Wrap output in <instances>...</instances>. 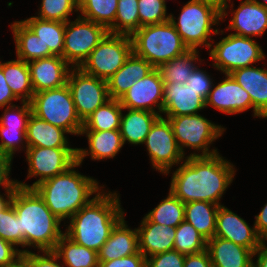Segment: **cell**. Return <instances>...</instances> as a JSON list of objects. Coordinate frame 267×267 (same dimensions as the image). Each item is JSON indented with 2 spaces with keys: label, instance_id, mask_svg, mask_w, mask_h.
<instances>
[{
  "label": "cell",
  "instance_id": "cell-1",
  "mask_svg": "<svg viewBox=\"0 0 267 267\" xmlns=\"http://www.w3.org/2000/svg\"><path fill=\"white\" fill-rule=\"evenodd\" d=\"M185 159L173 172L169 191L184 204L207 201L220 206L219 201L235 176L234 165L219 153Z\"/></svg>",
  "mask_w": 267,
  "mask_h": 267
},
{
  "label": "cell",
  "instance_id": "cell-2",
  "mask_svg": "<svg viewBox=\"0 0 267 267\" xmlns=\"http://www.w3.org/2000/svg\"><path fill=\"white\" fill-rule=\"evenodd\" d=\"M116 192H101L69 220L65 234L77 244L99 252L112 229L124 217Z\"/></svg>",
  "mask_w": 267,
  "mask_h": 267
},
{
  "label": "cell",
  "instance_id": "cell-3",
  "mask_svg": "<svg viewBox=\"0 0 267 267\" xmlns=\"http://www.w3.org/2000/svg\"><path fill=\"white\" fill-rule=\"evenodd\" d=\"M11 204L19 217L24 247L34 246L39 252L54 251L64 234L60 229L61 220L49 210L37 191L34 188L17 186Z\"/></svg>",
  "mask_w": 267,
  "mask_h": 267
},
{
  "label": "cell",
  "instance_id": "cell-4",
  "mask_svg": "<svg viewBox=\"0 0 267 267\" xmlns=\"http://www.w3.org/2000/svg\"><path fill=\"white\" fill-rule=\"evenodd\" d=\"M76 162L67 171L37 184L34 189L43 198L49 210L61 221L70 219L88 204L94 193H101L103 186L97 180L75 171ZM100 187V188H99Z\"/></svg>",
  "mask_w": 267,
  "mask_h": 267
},
{
  "label": "cell",
  "instance_id": "cell-5",
  "mask_svg": "<svg viewBox=\"0 0 267 267\" xmlns=\"http://www.w3.org/2000/svg\"><path fill=\"white\" fill-rule=\"evenodd\" d=\"M170 15V21L188 49L198 46L209 48L212 43L211 34H219V29L211 28L221 21V0H190L181 10L178 22ZM211 39L212 42H210Z\"/></svg>",
  "mask_w": 267,
  "mask_h": 267
},
{
  "label": "cell",
  "instance_id": "cell-6",
  "mask_svg": "<svg viewBox=\"0 0 267 267\" xmlns=\"http://www.w3.org/2000/svg\"><path fill=\"white\" fill-rule=\"evenodd\" d=\"M133 52L154 68L188 51L170 20L139 28L132 36Z\"/></svg>",
  "mask_w": 267,
  "mask_h": 267
},
{
  "label": "cell",
  "instance_id": "cell-7",
  "mask_svg": "<svg viewBox=\"0 0 267 267\" xmlns=\"http://www.w3.org/2000/svg\"><path fill=\"white\" fill-rule=\"evenodd\" d=\"M30 104L32 114L36 117L66 130L69 134L80 135L83 121L77 114L67 84L34 93Z\"/></svg>",
  "mask_w": 267,
  "mask_h": 267
},
{
  "label": "cell",
  "instance_id": "cell-8",
  "mask_svg": "<svg viewBox=\"0 0 267 267\" xmlns=\"http://www.w3.org/2000/svg\"><path fill=\"white\" fill-rule=\"evenodd\" d=\"M169 120L177 145L185 156L184 148L202 150L201 154L191 153L189 156H212L217 149H210V144L219 138L225 128L207 120L200 114L166 116Z\"/></svg>",
  "mask_w": 267,
  "mask_h": 267
},
{
  "label": "cell",
  "instance_id": "cell-9",
  "mask_svg": "<svg viewBox=\"0 0 267 267\" xmlns=\"http://www.w3.org/2000/svg\"><path fill=\"white\" fill-rule=\"evenodd\" d=\"M132 52L131 36L108 32L79 68L107 81L123 66Z\"/></svg>",
  "mask_w": 267,
  "mask_h": 267
},
{
  "label": "cell",
  "instance_id": "cell-10",
  "mask_svg": "<svg viewBox=\"0 0 267 267\" xmlns=\"http://www.w3.org/2000/svg\"><path fill=\"white\" fill-rule=\"evenodd\" d=\"M210 59L213 66L224 74L249 67L257 61L265 59L262 48L252 38L228 34L218 43L210 45Z\"/></svg>",
  "mask_w": 267,
  "mask_h": 267
},
{
  "label": "cell",
  "instance_id": "cell-11",
  "mask_svg": "<svg viewBox=\"0 0 267 267\" xmlns=\"http://www.w3.org/2000/svg\"><path fill=\"white\" fill-rule=\"evenodd\" d=\"M108 32L105 26L80 16L75 21H67L63 59L71 64V67H80Z\"/></svg>",
  "mask_w": 267,
  "mask_h": 267
},
{
  "label": "cell",
  "instance_id": "cell-12",
  "mask_svg": "<svg viewBox=\"0 0 267 267\" xmlns=\"http://www.w3.org/2000/svg\"><path fill=\"white\" fill-rule=\"evenodd\" d=\"M77 148L27 147L26 161L29 165L28 176L39 177L31 186L16 181L23 188H34L44 180L67 171L77 162Z\"/></svg>",
  "mask_w": 267,
  "mask_h": 267
},
{
  "label": "cell",
  "instance_id": "cell-13",
  "mask_svg": "<svg viewBox=\"0 0 267 267\" xmlns=\"http://www.w3.org/2000/svg\"><path fill=\"white\" fill-rule=\"evenodd\" d=\"M67 85L79 118L84 122L98 107L110 100L107 81L71 67Z\"/></svg>",
  "mask_w": 267,
  "mask_h": 267
},
{
  "label": "cell",
  "instance_id": "cell-14",
  "mask_svg": "<svg viewBox=\"0 0 267 267\" xmlns=\"http://www.w3.org/2000/svg\"><path fill=\"white\" fill-rule=\"evenodd\" d=\"M143 144H146L152 167L164 175L186 158L177 145L169 120L163 116L154 122Z\"/></svg>",
  "mask_w": 267,
  "mask_h": 267
},
{
  "label": "cell",
  "instance_id": "cell-15",
  "mask_svg": "<svg viewBox=\"0 0 267 267\" xmlns=\"http://www.w3.org/2000/svg\"><path fill=\"white\" fill-rule=\"evenodd\" d=\"M163 98L164 83L158 69L154 68L144 78L135 81L119 102L123 109L146 110L162 116ZM155 108L159 111L156 112Z\"/></svg>",
  "mask_w": 267,
  "mask_h": 267
},
{
  "label": "cell",
  "instance_id": "cell-16",
  "mask_svg": "<svg viewBox=\"0 0 267 267\" xmlns=\"http://www.w3.org/2000/svg\"><path fill=\"white\" fill-rule=\"evenodd\" d=\"M214 87V88H213ZM205 100V107L211 105L226 114L244 112L253 107L249 93L230 74L214 86Z\"/></svg>",
  "mask_w": 267,
  "mask_h": 267
},
{
  "label": "cell",
  "instance_id": "cell-17",
  "mask_svg": "<svg viewBox=\"0 0 267 267\" xmlns=\"http://www.w3.org/2000/svg\"><path fill=\"white\" fill-rule=\"evenodd\" d=\"M214 236L249 248L253 253L263 241L254 226L251 228L244 219L223 205L217 211Z\"/></svg>",
  "mask_w": 267,
  "mask_h": 267
},
{
  "label": "cell",
  "instance_id": "cell-18",
  "mask_svg": "<svg viewBox=\"0 0 267 267\" xmlns=\"http://www.w3.org/2000/svg\"><path fill=\"white\" fill-rule=\"evenodd\" d=\"M28 66L34 93L64 86L71 70V65L58 55L29 61Z\"/></svg>",
  "mask_w": 267,
  "mask_h": 267
},
{
  "label": "cell",
  "instance_id": "cell-19",
  "mask_svg": "<svg viewBox=\"0 0 267 267\" xmlns=\"http://www.w3.org/2000/svg\"><path fill=\"white\" fill-rule=\"evenodd\" d=\"M240 5L233 11L226 29L236 31L233 34L251 38L262 36L267 29V7L255 0L240 1Z\"/></svg>",
  "mask_w": 267,
  "mask_h": 267
},
{
  "label": "cell",
  "instance_id": "cell-20",
  "mask_svg": "<svg viewBox=\"0 0 267 267\" xmlns=\"http://www.w3.org/2000/svg\"><path fill=\"white\" fill-rule=\"evenodd\" d=\"M205 108V101L187 84H164L163 111L166 116L194 115Z\"/></svg>",
  "mask_w": 267,
  "mask_h": 267
},
{
  "label": "cell",
  "instance_id": "cell-21",
  "mask_svg": "<svg viewBox=\"0 0 267 267\" xmlns=\"http://www.w3.org/2000/svg\"><path fill=\"white\" fill-rule=\"evenodd\" d=\"M230 75L249 93L254 117L267 118V69L249 66Z\"/></svg>",
  "mask_w": 267,
  "mask_h": 267
},
{
  "label": "cell",
  "instance_id": "cell-22",
  "mask_svg": "<svg viewBox=\"0 0 267 267\" xmlns=\"http://www.w3.org/2000/svg\"><path fill=\"white\" fill-rule=\"evenodd\" d=\"M138 233L139 251L148 258L173 250L176 228L151 222L146 216L141 221Z\"/></svg>",
  "mask_w": 267,
  "mask_h": 267
},
{
  "label": "cell",
  "instance_id": "cell-23",
  "mask_svg": "<svg viewBox=\"0 0 267 267\" xmlns=\"http://www.w3.org/2000/svg\"><path fill=\"white\" fill-rule=\"evenodd\" d=\"M212 267H253V252L242 245L213 237L207 241Z\"/></svg>",
  "mask_w": 267,
  "mask_h": 267
},
{
  "label": "cell",
  "instance_id": "cell-24",
  "mask_svg": "<svg viewBox=\"0 0 267 267\" xmlns=\"http://www.w3.org/2000/svg\"><path fill=\"white\" fill-rule=\"evenodd\" d=\"M153 69L146 59L132 52L123 66L107 80L110 99L119 100L135 81L141 80Z\"/></svg>",
  "mask_w": 267,
  "mask_h": 267
},
{
  "label": "cell",
  "instance_id": "cell-25",
  "mask_svg": "<svg viewBox=\"0 0 267 267\" xmlns=\"http://www.w3.org/2000/svg\"><path fill=\"white\" fill-rule=\"evenodd\" d=\"M123 217L98 252V261H110L139 252L137 229L128 228Z\"/></svg>",
  "mask_w": 267,
  "mask_h": 267
},
{
  "label": "cell",
  "instance_id": "cell-26",
  "mask_svg": "<svg viewBox=\"0 0 267 267\" xmlns=\"http://www.w3.org/2000/svg\"><path fill=\"white\" fill-rule=\"evenodd\" d=\"M83 134H86L88 138L89 150L77 148V162L80 165L88 155L91 156L92 160L113 158L124 145L119 129L105 131L81 130L80 135Z\"/></svg>",
  "mask_w": 267,
  "mask_h": 267
},
{
  "label": "cell",
  "instance_id": "cell-27",
  "mask_svg": "<svg viewBox=\"0 0 267 267\" xmlns=\"http://www.w3.org/2000/svg\"><path fill=\"white\" fill-rule=\"evenodd\" d=\"M65 133L68 132L31 114L26 142L28 147L71 148Z\"/></svg>",
  "mask_w": 267,
  "mask_h": 267
},
{
  "label": "cell",
  "instance_id": "cell-28",
  "mask_svg": "<svg viewBox=\"0 0 267 267\" xmlns=\"http://www.w3.org/2000/svg\"><path fill=\"white\" fill-rule=\"evenodd\" d=\"M43 43V58L62 56L64 49L65 23L43 20L36 16L22 20Z\"/></svg>",
  "mask_w": 267,
  "mask_h": 267
},
{
  "label": "cell",
  "instance_id": "cell-29",
  "mask_svg": "<svg viewBox=\"0 0 267 267\" xmlns=\"http://www.w3.org/2000/svg\"><path fill=\"white\" fill-rule=\"evenodd\" d=\"M160 117L159 114L146 110H131L125 116L122 113L120 128L123 143L143 144L154 122Z\"/></svg>",
  "mask_w": 267,
  "mask_h": 267
},
{
  "label": "cell",
  "instance_id": "cell-30",
  "mask_svg": "<svg viewBox=\"0 0 267 267\" xmlns=\"http://www.w3.org/2000/svg\"><path fill=\"white\" fill-rule=\"evenodd\" d=\"M219 205L207 201H192L184 204V220L208 241L216 231V215Z\"/></svg>",
  "mask_w": 267,
  "mask_h": 267
},
{
  "label": "cell",
  "instance_id": "cell-31",
  "mask_svg": "<svg viewBox=\"0 0 267 267\" xmlns=\"http://www.w3.org/2000/svg\"><path fill=\"white\" fill-rule=\"evenodd\" d=\"M0 67L3 69L6 82L13 94L20 100L30 102L34 95L31 84L30 69L28 63L18 59L2 63Z\"/></svg>",
  "mask_w": 267,
  "mask_h": 267
},
{
  "label": "cell",
  "instance_id": "cell-32",
  "mask_svg": "<svg viewBox=\"0 0 267 267\" xmlns=\"http://www.w3.org/2000/svg\"><path fill=\"white\" fill-rule=\"evenodd\" d=\"M54 252L66 267H99L98 252L77 244L65 233L58 240Z\"/></svg>",
  "mask_w": 267,
  "mask_h": 267
},
{
  "label": "cell",
  "instance_id": "cell-33",
  "mask_svg": "<svg viewBox=\"0 0 267 267\" xmlns=\"http://www.w3.org/2000/svg\"><path fill=\"white\" fill-rule=\"evenodd\" d=\"M17 58L25 62L43 58V43L40 38L21 20L11 25Z\"/></svg>",
  "mask_w": 267,
  "mask_h": 267
},
{
  "label": "cell",
  "instance_id": "cell-34",
  "mask_svg": "<svg viewBox=\"0 0 267 267\" xmlns=\"http://www.w3.org/2000/svg\"><path fill=\"white\" fill-rule=\"evenodd\" d=\"M197 49H189L184 54L162 64L157 69L164 84L174 82L186 84L188 78L197 67L193 63L200 60ZM199 58V59H198Z\"/></svg>",
  "mask_w": 267,
  "mask_h": 267
},
{
  "label": "cell",
  "instance_id": "cell-35",
  "mask_svg": "<svg viewBox=\"0 0 267 267\" xmlns=\"http://www.w3.org/2000/svg\"><path fill=\"white\" fill-rule=\"evenodd\" d=\"M123 107L118 99H110L83 122L82 130H116L120 128Z\"/></svg>",
  "mask_w": 267,
  "mask_h": 267
},
{
  "label": "cell",
  "instance_id": "cell-36",
  "mask_svg": "<svg viewBox=\"0 0 267 267\" xmlns=\"http://www.w3.org/2000/svg\"><path fill=\"white\" fill-rule=\"evenodd\" d=\"M118 0H79L80 17L107 29L115 22Z\"/></svg>",
  "mask_w": 267,
  "mask_h": 267
},
{
  "label": "cell",
  "instance_id": "cell-37",
  "mask_svg": "<svg viewBox=\"0 0 267 267\" xmlns=\"http://www.w3.org/2000/svg\"><path fill=\"white\" fill-rule=\"evenodd\" d=\"M145 216L156 224L176 228L184 221V203L169 191L168 196Z\"/></svg>",
  "mask_w": 267,
  "mask_h": 267
},
{
  "label": "cell",
  "instance_id": "cell-38",
  "mask_svg": "<svg viewBox=\"0 0 267 267\" xmlns=\"http://www.w3.org/2000/svg\"><path fill=\"white\" fill-rule=\"evenodd\" d=\"M140 28L138 0H118L115 22L110 33L132 36Z\"/></svg>",
  "mask_w": 267,
  "mask_h": 267
},
{
  "label": "cell",
  "instance_id": "cell-39",
  "mask_svg": "<svg viewBox=\"0 0 267 267\" xmlns=\"http://www.w3.org/2000/svg\"><path fill=\"white\" fill-rule=\"evenodd\" d=\"M207 249V240L192 226L182 221L176 227L173 250L183 255L199 253Z\"/></svg>",
  "mask_w": 267,
  "mask_h": 267
},
{
  "label": "cell",
  "instance_id": "cell-40",
  "mask_svg": "<svg viewBox=\"0 0 267 267\" xmlns=\"http://www.w3.org/2000/svg\"><path fill=\"white\" fill-rule=\"evenodd\" d=\"M73 10L78 12L79 0H42L39 16L36 17L66 23Z\"/></svg>",
  "mask_w": 267,
  "mask_h": 267
},
{
  "label": "cell",
  "instance_id": "cell-41",
  "mask_svg": "<svg viewBox=\"0 0 267 267\" xmlns=\"http://www.w3.org/2000/svg\"><path fill=\"white\" fill-rule=\"evenodd\" d=\"M0 237L14 246L24 247V237L20 233L19 217L11 202L0 211Z\"/></svg>",
  "mask_w": 267,
  "mask_h": 267
},
{
  "label": "cell",
  "instance_id": "cell-42",
  "mask_svg": "<svg viewBox=\"0 0 267 267\" xmlns=\"http://www.w3.org/2000/svg\"><path fill=\"white\" fill-rule=\"evenodd\" d=\"M138 8L140 28L163 23L170 19V15L167 16V7L163 0H138Z\"/></svg>",
  "mask_w": 267,
  "mask_h": 267
},
{
  "label": "cell",
  "instance_id": "cell-43",
  "mask_svg": "<svg viewBox=\"0 0 267 267\" xmlns=\"http://www.w3.org/2000/svg\"><path fill=\"white\" fill-rule=\"evenodd\" d=\"M26 129L27 128H13L0 126V153L9 156L13 159L15 152L24 145V148L28 147L26 142ZM25 140V142H24ZM22 146H21V145ZM17 149V150H16Z\"/></svg>",
  "mask_w": 267,
  "mask_h": 267
},
{
  "label": "cell",
  "instance_id": "cell-44",
  "mask_svg": "<svg viewBox=\"0 0 267 267\" xmlns=\"http://www.w3.org/2000/svg\"><path fill=\"white\" fill-rule=\"evenodd\" d=\"M0 117V126L13 128H27L32 114L30 102L22 101V106H7Z\"/></svg>",
  "mask_w": 267,
  "mask_h": 267
},
{
  "label": "cell",
  "instance_id": "cell-45",
  "mask_svg": "<svg viewBox=\"0 0 267 267\" xmlns=\"http://www.w3.org/2000/svg\"><path fill=\"white\" fill-rule=\"evenodd\" d=\"M21 253V257L28 263V267H65L64 264L57 263L59 256L54 251H42L43 255H38L24 249L21 250Z\"/></svg>",
  "mask_w": 267,
  "mask_h": 267
},
{
  "label": "cell",
  "instance_id": "cell-46",
  "mask_svg": "<svg viewBox=\"0 0 267 267\" xmlns=\"http://www.w3.org/2000/svg\"><path fill=\"white\" fill-rule=\"evenodd\" d=\"M185 255L170 250L146 258V267H184Z\"/></svg>",
  "mask_w": 267,
  "mask_h": 267
},
{
  "label": "cell",
  "instance_id": "cell-47",
  "mask_svg": "<svg viewBox=\"0 0 267 267\" xmlns=\"http://www.w3.org/2000/svg\"><path fill=\"white\" fill-rule=\"evenodd\" d=\"M212 79L206 71L200 70L198 66L194 69L186 84L194 91L199 92V96L205 101L213 87Z\"/></svg>",
  "mask_w": 267,
  "mask_h": 267
},
{
  "label": "cell",
  "instance_id": "cell-48",
  "mask_svg": "<svg viewBox=\"0 0 267 267\" xmlns=\"http://www.w3.org/2000/svg\"><path fill=\"white\" fill-rule=\"evenodd\" d=\"M99 267H146V257L139 251L131 256L110 261H99Z\"/></svg>",
  "mask_w": 267,
  "mask_h": 267
},
{
  "label": "cell",
  "instance_id": "cell-49",
  "mask_svg": "<svg viewBox=\"0 0 267 267\" xmlns=\"http://www.w3.org/2000/svg\"><path fill=\"white\" fill-rule=\"evenodd\" d=\"M15 248L12 243L0 237V267L13 264L21 256V250Z\"/></svg>",
  "mask_w": 267,
  "mask_h": 267
},
{
  "label": "cell",
  "instance_id": "cell-50",
  "mask_svg": "<svg viewBox=\"0 0 267 267\" xmlns=\"http://www.w3.org/2000/svg\"><path fill=\"white\" fill-rule=\"evenodd\" d=\"M12 159L9 156L0 153V186L5 190H15L18 186L16 181L9 179Z\"/></svg>",
  "mask_w": 267,
  "mask_h": 267
},
{
  "label": "cell",
  "instance_id": "cell-51",
  "mask_svg": "<svg viewBox=\"0 0 267 267\" xmlns=\"http://www.w3.org/2000/svg\"><path fill=\"white\" fill-rule=\"evenodd\" d=\"M184 267H212L207 249L199 253L185 255Z\"/></svg>",
  "mask_w": 267,
  "mask_h": 267
},
{
  "label": "cell",
  "instance_id": "cell-52",
  "mask_svg": "<svg viewBox=\"0 0 267 267\" xmlns=\"http://www.w3.org/2000/svg\"><path fill=\"white\" fill-rule=\"evenodd\" d=\"M19 100L9 88L6 79L4 77L3 69L0 67V107L4 108L12 104L11 101Z\"/></svg>",
  "mask_w": 267,
  "mask_h": 267
},
{
  "label": "cell",
  "instance_id": "cell-53",
  "mask_svg": "<svg viewBox=\"0 0 267 267\" xmlns=\"http://www.w3.org/2000/svg\"><path fill=\"white\" fill-rule=\"evenodd\" d=\"M254 227L258 236L263 240H267V203L264 205L258 215L255 216Z\"/></svg>",
  "mask_w": 267,
  "mask_h": 267
},
{
  "label": "cell",
  "instance_id": "cell-54",
  "mask_svg": "<svg viewBox=\"0 0 267 267\" xmlns=\"http://www.w3.org/2000/svg\"><path fill=\"white\" fill-rule=\"evenodd\" d=\"M257 255L256 263L253 262V267H267V246L265 241H262L260 246L255 250L253 256Z\"/></svg>",
  "mask_w": 267,
  "mask_h": 267
},
{
  "label": "cell",
  "instance_id": "cell-55",
  "mask_svg": "<svg viewBox=\"0 0 267 267\" xmlns=\"http://www.w3.org/2000/svg\"><path fill=\"white\" fill-rule=\"evenodd\" d=\"M14 193V190H6V197L4 198L3 194H0V211L3 210L10 202L12 195Z\"/></svg>",
  "mask_w": 267,
  "mask_h": 267
},
{
  "label": "cell",
  "instance_id": "cell-56",
  "mask_svg": "<svg viewBox=\"0 0 267 267\" xmlns=\"http://www.w3.org/2000/svg\"><path fill=\"white\" fill-rule=\"evenodd\" d=\"M6 267H28V263L20 256L13 264Z\"/></svg>",
  "mask_w": 267,
  "mask_h": 267
},
{
  "label": "cell",
  "instance_id": "cell-57",
  "mask_svg": "<svg viewBox=\"0 0 267 267\" xmlns=\"http://www.w3.org/2000/svg\"><path fill=\"white\" fill-rule=\"evenodd\" d=\"M227 1H231V0H221V20L222 21H223V18H225L227 15L226 10L230 7Z\"/></svg>",
  "mask_w": 267,
  "mask_h": 267
},
{
  "label": "cell",
  "instance_id": "cell-58",
  "mask_svg": "<svg viewBox=\"0 0 267 267\" xmlns=\"http://www.w3.org/2000/svg\"><path fill=\"white\" fill-rule=\"evenodd\" d=\"M256 2L260 3L261 5H263L264 7H267V0H263L262 2L261 1H258V0H255Z\"/></svg>",
  "mask_w": 267,
  "mask_h": 267
}]
</instances>
